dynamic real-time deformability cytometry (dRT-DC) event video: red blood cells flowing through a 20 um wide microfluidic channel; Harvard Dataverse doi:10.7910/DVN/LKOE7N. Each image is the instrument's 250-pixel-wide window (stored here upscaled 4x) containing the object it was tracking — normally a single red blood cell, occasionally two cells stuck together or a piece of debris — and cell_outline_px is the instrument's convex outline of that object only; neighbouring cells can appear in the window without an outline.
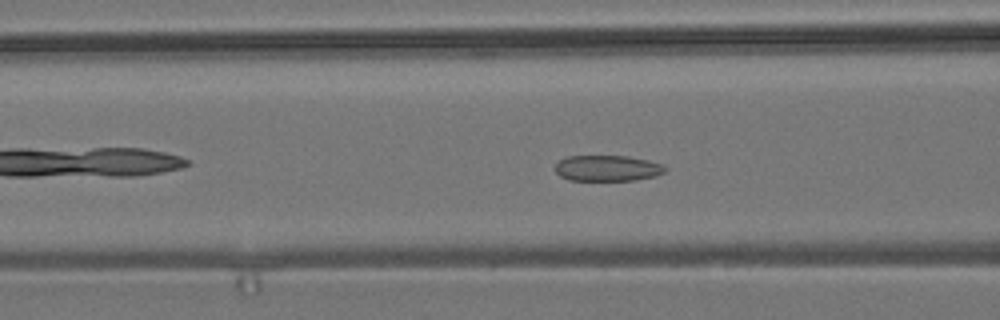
{"species": "common noctule bat (a hibernating species)", "species_latin": "Nyctalus noctula", "temperature_condition": "room temperature", "stored_images_in_passage": 46, "camera_frame_rate_fps": 3000, "um_per_image_px": 0.085, "animal": {"sex": "male", "body_mass_g": 19.2, "forearm_length_mm": 51.8}, "frame": {"image": 1, "passage_image": 21, "time_ms": 6.667, "image_size_px": [1000, 320], "cell_outline_px": [[668, 168], [664, 172], [656, 176], [636, 180], [568, 180], [560, 176], [556, 172], [556, 164], [560, 160], [568, 156], [628, 156], [648, 160], [664, 164]], "centroid_in_image_um": [51.67, 14.3], "position_along_channel_um": 114.9, "area_um2": 16.65}}
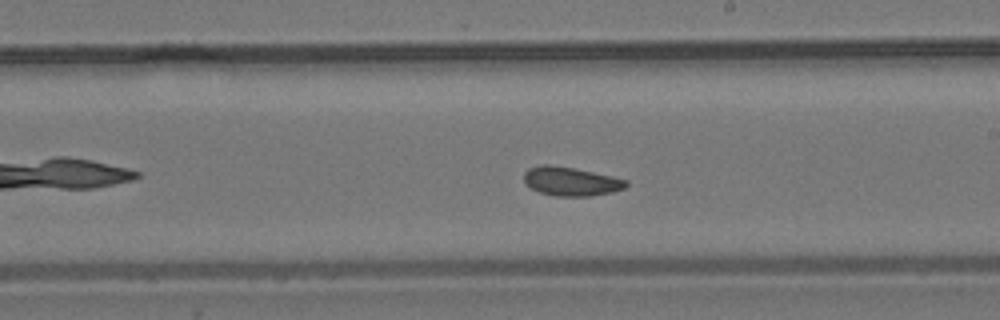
{"frame": {"image": 2, "passage_image": 31, "time_ms": 10.0, "image_size_px": [1000, 320], "cell_outline_px": [[628, 184], [624, 188], [612, 192], [592, 196], [556, 196], [540, 192], [524, 184], [524, 172], [528, 168], [544, 164], [548, 164], [572, 168], [612, 176], [628, 180]], "centroid_in_image_um": [48.51, 15.42], "position_along_channel_um": 240.5, "area_um2": 17.11}}
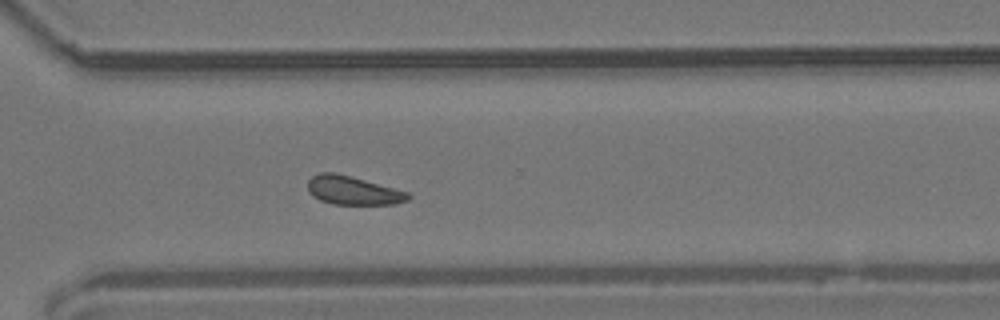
{"frame": {"image": 3, "passage_image": 39, "time_ms": 12.667, "image_size_px": [1000, 320], "cell_outline_px": [[412, 196], [408, 200], [396, 204], [332, 204], [320, 200], [312, 196], [308, 192], [308, 180], [312, 176], [320, 172], [336, 172], [352, 176], [408, 192]], "centroid_in_image_um": [29.98, 16.18], "position_along_channel_um": 340.6, "area_um2": 16.88}, "authors_computed_cell_mechanics": {"area_um2": 17.5423, "velocity_mm_per_s": 3.7647, "shape_relaxation_time_tau1_ms": null, "shape_relaxation_time_tau2_ms": 4.0218, "deformation_change_tau1": null, "deformation_change_tau2": 0.0862}}